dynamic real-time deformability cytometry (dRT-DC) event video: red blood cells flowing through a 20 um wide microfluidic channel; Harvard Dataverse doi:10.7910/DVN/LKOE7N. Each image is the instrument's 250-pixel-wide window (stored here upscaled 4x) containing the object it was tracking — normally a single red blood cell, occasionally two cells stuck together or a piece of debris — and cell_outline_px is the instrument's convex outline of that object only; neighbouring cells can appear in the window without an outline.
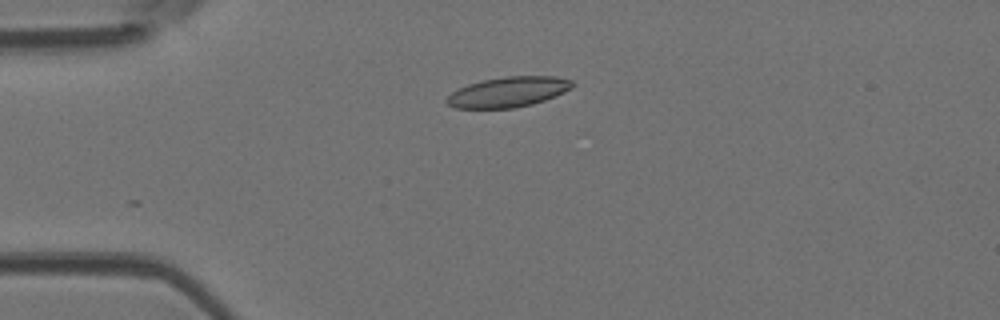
{"species": "Egyptian fruit bat (a non-hibernating species)", "species_latin": "Rousettus aegyptiacus", "temperature_condition": "room temperature", "stored_images_in_passage": 5, "camera_frame_rate_fps": 3000, "um_per_image_px": 0.085, "animal": {"sex": "female"}, "frame": {"image": 1, "passage_image": 2, "time_ms": 0.333, "image_size_px": [1000, 320], "cell_outline_px": [[576, 84], [572, 88], [556, 96], [532, 104], [512, 108], [456, 108], [448, 104], [444, 100], [452, 92], [468, 84], [484, 80], [504, 76], [556, 76], [572, 80]], "centroid_in_image_um": [43.23, 7.81], "position_along_channel_um": 41.8, "area_um2": 22.14}}
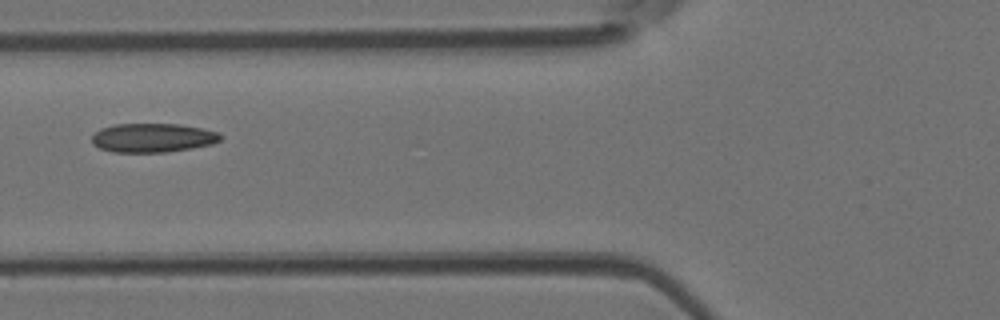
{"frame": {"image": 2, "passage_image": 4, "time_ms": 1.0, "image_size_px": [1000, 320], "cell_outline_px": [[220, 140], [212, 144], [192, 148], [164, 152], [112, 152], [100, 148], [92, 144], [92, 136], [100, 128], [116, 124], [180, 124], [220, 132]], "centroid_in_image_um": [12.96, 11.71], "position_along_channel_um": 112.8, "area_um2": 21.68}}
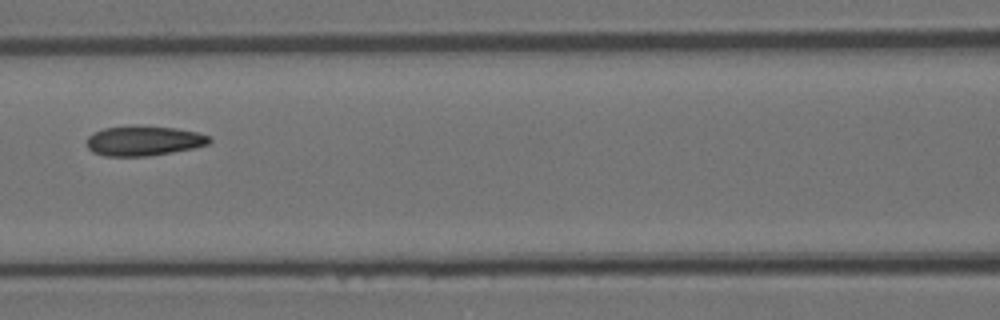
{"frame": {"image": 3, "passage_image": 5, "time_ms": 1.333, "image_size_px": [1000, 320], "cell_outline_px": [[212, 140], [208, 144], [192, 148], [172, 152], [148, 156], [104, 156], [92, 152], [88, 148], [88, 136], [104, 128], [136, 124], [176, 128], [196, 132], [208, 136]], "centroid_in_image_um": [12.2, 11.95], "position_along_channel_um": 154.4, "area_um2": 21.44}}